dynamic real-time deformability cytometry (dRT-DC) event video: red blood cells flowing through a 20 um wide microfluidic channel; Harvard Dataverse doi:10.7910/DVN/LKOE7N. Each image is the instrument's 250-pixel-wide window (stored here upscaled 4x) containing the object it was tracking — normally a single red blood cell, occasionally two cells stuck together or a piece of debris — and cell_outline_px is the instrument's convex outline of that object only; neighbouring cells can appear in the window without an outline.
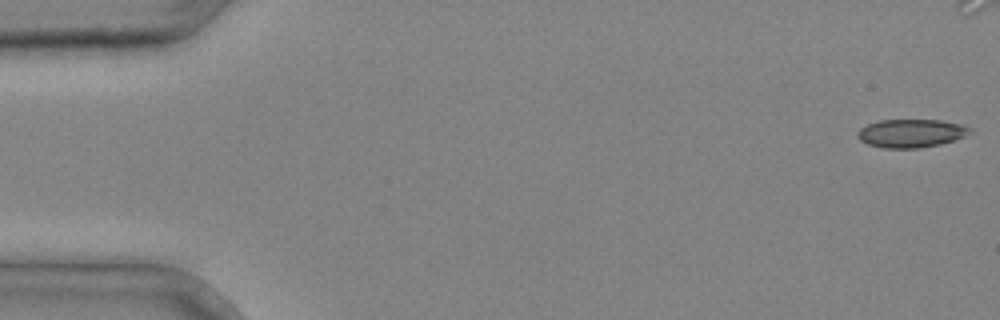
{"species": "common noctule bat (a hibernating species)", "species_latin": "Nyctalus noctula", "temperature_condition": "cold", "stored_images_in_passage": 34, "camera_frame_rate_fps": 3000, "um_per_image_px": 0.085, "animal": {"sex": "male", "body_mass_g": 20.4}, "frame": {"image": 1, "passage_image": 1, "time_ms": 0.0, "image_size_px": [1000, 320], "cell_outline_px": [[972, 132], [956, 140], [940, 144], [920, 148], [884, 148], [868, 144], [860, 140], [856, 136], [856, 132], [860, 128], [868, 124], [880, 120], [940, 120], [964, 124], [972, 128]], "centroid_in_image_um": [77.46, 11.32], "position_along_channel_um": 7.5, "area_um2": 18.73}}
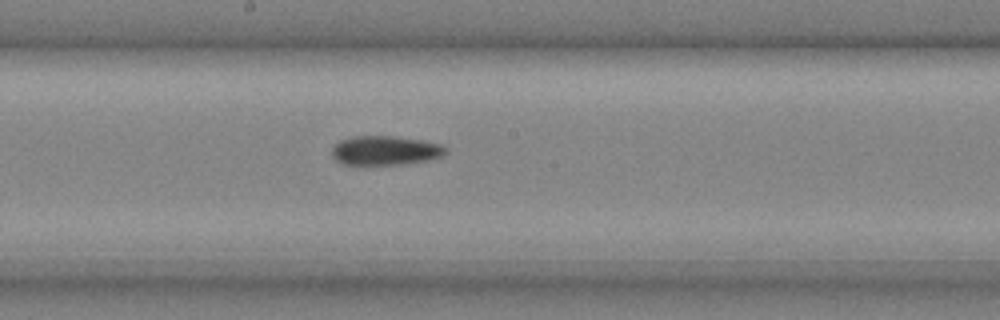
{"frame": {"image": 2, "passage_image": 21, "time_ms": 6.667, "image_size_px": [1000, 320], "cell_outline_px": [[448, 152], [440, 156], [428, 160], [400, 164], [344, 164], [336, 160], [332, 156], [332, 148], [340, 140], [352, 136], [392, 136], [420, 140], [440, 144], [448, 148]], "centroid_in_image_um": [32.74, 12.78], "position_along_channel_um": 215.5, "area_um2": 19.19}}
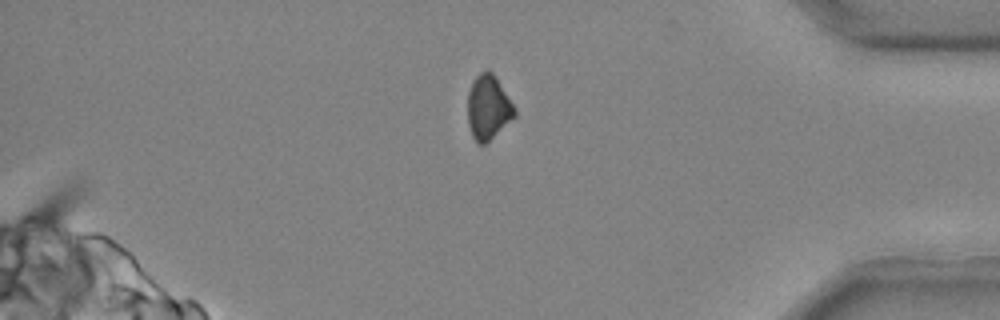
{"frame": {"image": 3, "passage_image": 33, "time_ms": 10.667, "image_size_px": [1000, 320], "cell_outline_px": [[516, 116], [484, 144], [476, 144], [472, 136], [468, 124], [468, 92], [472, 80], [480, 72], [488, 68], [496, 76], [516, 108]], "centroid_in_image_um": [41.49, 9.09], "position_along_channel_um": 393.7, "area_um2": 17.8}}